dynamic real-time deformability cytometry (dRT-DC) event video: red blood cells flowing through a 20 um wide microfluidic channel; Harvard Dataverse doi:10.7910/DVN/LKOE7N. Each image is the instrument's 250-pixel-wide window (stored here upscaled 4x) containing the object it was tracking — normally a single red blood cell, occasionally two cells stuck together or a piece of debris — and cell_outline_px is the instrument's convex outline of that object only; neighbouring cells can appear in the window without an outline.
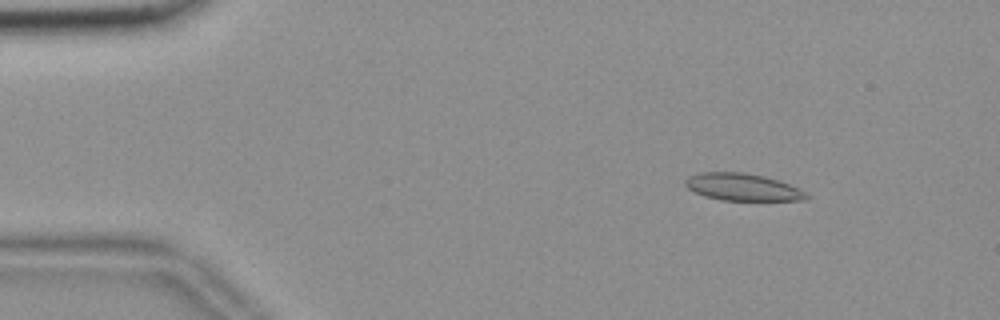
{"species": "common noctule bat (a hibernating species)", "species_latin": "Nyctalus noctula", "temperature_condition": "room temperature", "stored_images_in_passage": 49, "camera_frame_rate_fps": 3000, "um_per_image_px": 0.085, "animal": {"sex": "female", "body_mass_g": 18.4}, "frame": {"image": 1, "passage_image": 1, "time_ms": 0.0, "image_size_px": [1000, 320], "cell_outline_px": [[808, 196], [804, 200], [720, 200], [704, 196], [688, 188], [684, 184], [684, 180], [688, 176], [700, 172], [744, 172], [764, 176], [788, 184], [804, 192]], "centroid_in_image_um": [63.04, 15.89], "position_along_channel_um": 22.0, "area_um2": 18.96}}
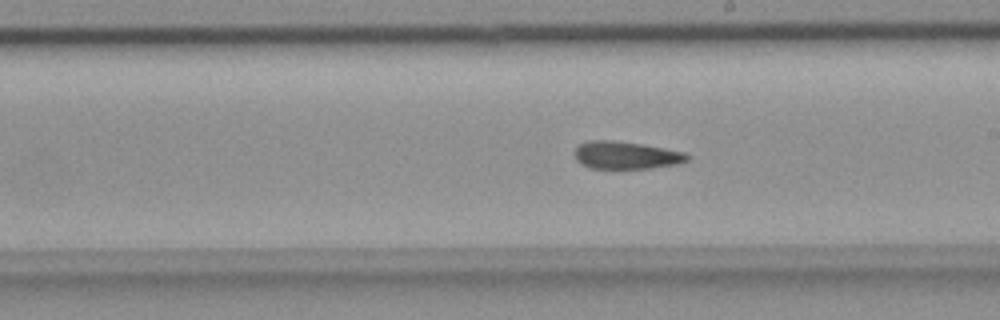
{"frame": {"image": 2, "passage_image": 25, "time_ms": 8.0, "image_size_px": [1000, 320], "cell_outline_px": [[692, 156], [688, 160], [680, 164], [652, 168], [592, 168], [576, 160], [572, 152], [580, 144], [588, 140], [612, 140], [644, 144], [684, 152]], "centroid_in_image_um": [53.24, 13.18], "position_along_channel_um": 235.8, "area_um2": 18.26}}
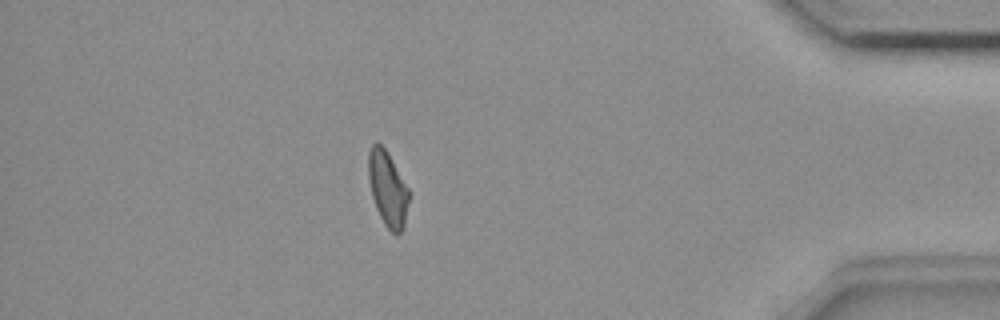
{"frame": {"image": 3, "passage_image": 42, "time_ms": 13.667, "image_size_px": [1000, 320], "cell_outline_px": [[408, 200], [404, 228], [400, 232], [392, 232], [384, 224], [376, 208], [372, 196], [368, 176], [368, 152], [372, 144], [376, 140], [388, 152], [408, 188]], "centroid_in_image_um": [32.93, 16.0], "position_along_channel_um": 402.3, "area_um2": 17.51}, "authors_computed_cell_mechanics": {"area_um2": 18.496, "velocity_mm_per_s": 3.6959, "shape_relaxation_time_tau1_ms": null, "shape_relaxation_time_tau2_ms": 8.3988, "deformation_change_tau1": null, "deformation_change_tau2": 0.1793}}